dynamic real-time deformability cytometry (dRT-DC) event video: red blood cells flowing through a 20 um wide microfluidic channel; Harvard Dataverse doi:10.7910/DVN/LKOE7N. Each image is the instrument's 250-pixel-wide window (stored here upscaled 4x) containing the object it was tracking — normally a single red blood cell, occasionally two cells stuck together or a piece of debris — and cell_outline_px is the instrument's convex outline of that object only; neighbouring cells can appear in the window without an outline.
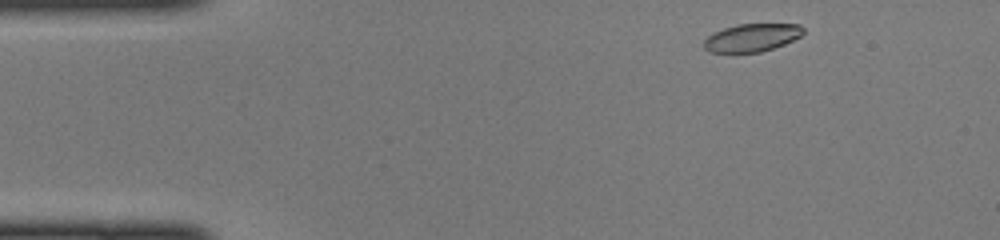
{"species": "common noctule bat (a hibernating species)", "species_latin": "Nyctalus noctula", "temperature_condition": "cold", "stored_images_in_passage": 42, "camera_frame_rate_fps": 3000, "um_per_image_px": 0.085, "animal": {"sex": "female", "body_mass_g": 22.0, "forearm_length_mm": 56.7}, "frame": {"image": 1, "passage_image": 1, "time_ms": 0.0, "image_size_px": [1000, 240], "cell_outline_px": [[804, 32], [800, 36], [784, 44], [760, 52], [708, 52], [704, 48], [704, 40], [708, 36], [724, 28], [736, 24], [800, 24], [804, 28]], "centroid_in_image_um": [63.91, 3.19], "position_along_channel_um": 21.1, "area_um2": 16.01}}
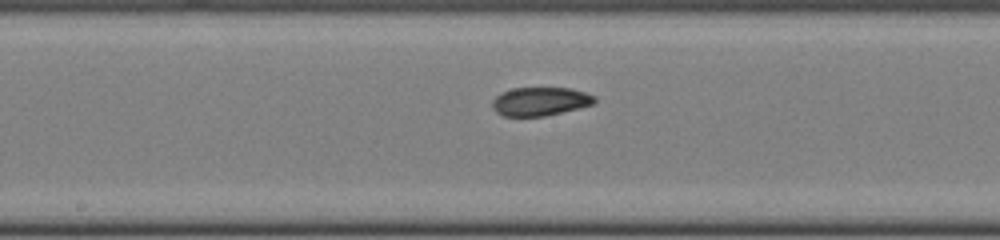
{"frame": {"image": 2, "passage_image": 19, "time_ms": 6.0, "image_size_px": [1000, 240], "cell_outline_px": [[596, 100], [592, 104], [544, 116], [504, 116], [496, 112], [492, 108], [492, 100], [500, 92], [512, 88], [572, 88], [596, 96]], "centroid_in_image_um": [45.87, 8.61], "position_along_channel_um": 202.3, "area_um2": 16.94}}
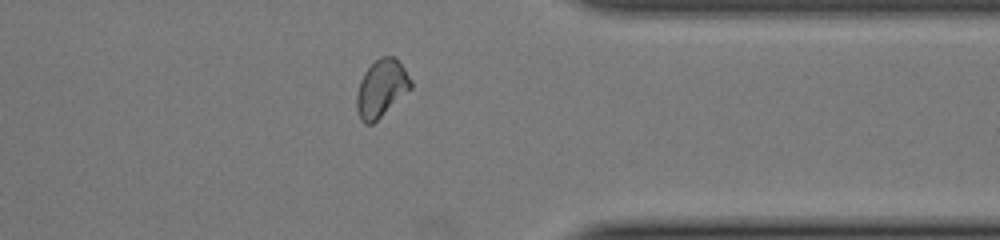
{"frame": {"image": 3, "passage_image": 32, "time_ms": 10.333, "image_size_px": [1000, 240], "cell_outline_px": [[412, 88], [372, 124], [364, 124], [360, 120], [356, 108], [356, 92], [360, 80], [364, 72], [380, 56], [392, 56], [404, 68], [412, 80]], "centroid_in_image_um": [32.39, 7.52], "position_along_channel_um": 379.0, "area_um2": 18.03}}